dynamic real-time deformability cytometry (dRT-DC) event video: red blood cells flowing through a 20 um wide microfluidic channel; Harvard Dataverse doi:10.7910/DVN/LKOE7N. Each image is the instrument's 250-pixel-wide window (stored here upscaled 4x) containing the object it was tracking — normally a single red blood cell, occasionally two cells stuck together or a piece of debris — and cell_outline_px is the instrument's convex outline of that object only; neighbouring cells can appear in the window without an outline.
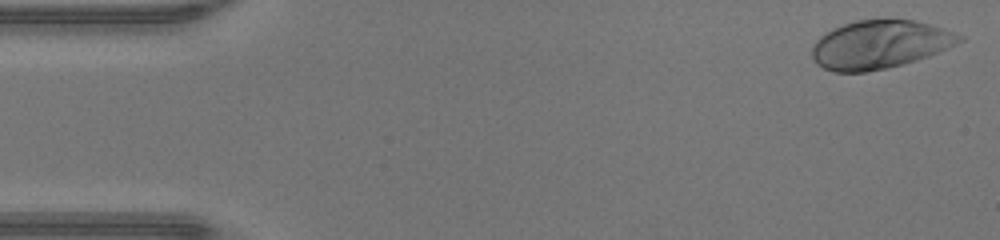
{"species": "human", "species_latin": "Homo sapiens", "temperature_condition": "warm", "stored_images_in_passage": 46, "camera_frame_rate_fps": 3000, "um_per_image_px": 0.085, "donor": {"sex": "male"}, "frame": {"image": 1, "passage_image": 1, "time_ms": 0.0, "image_size_px": [1000, 240], "cell_outline_px": [[964, 40], [956, 44], [928, 56], [904, 64], [888, 68], [864, 72], [832, 72], [816, 64], [812, 56], [812, 44], [820, 36], [844, 24], [856, 20], [912, 20], [928, 24], [964, 36]], "centroid_in_image_um": [74.75, 3.8], "position_along_channel_um": 10.3, "area_um2": 41.1}}
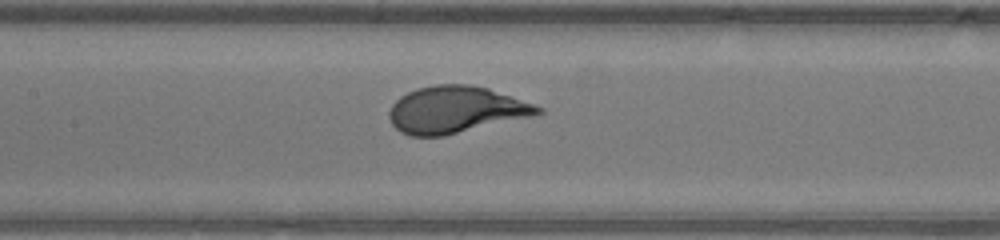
{"frame": {"image": 2, "passage_image": 21, "time_ms": 6.667, "image_size_px": [1000, 240], "cell_outline_px": [[544, 112], [532, 116], [444, 136], [408, 136], [400, 132], [392, 124], [388, 116], [388, 112], [392, 104], [400, 96], [416, 88], [436, 84], [468, 84], [488, 88], [544, 108]], "centroid_in_image_um": [38.7, 9.33], "position_along_channel_um": 168.7, "area_um2": 40.52}}
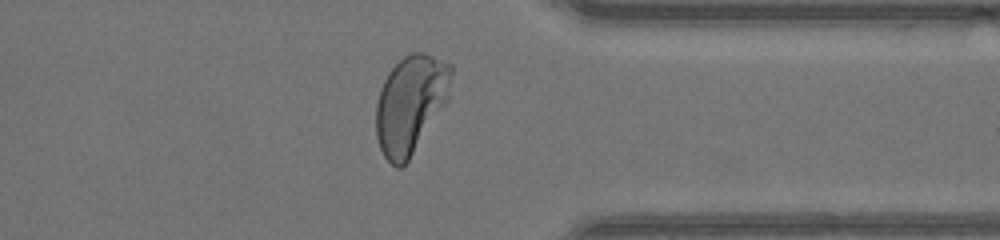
{"frame": {"image": 3, "passage_image": 36, "time_ms": 11.667, "image_size_px": [1000, 240], "cell_outline_px": [[452, 72], [448, 100], [408, 160], [400, 168], [396, 168], [384, 156], [380, 148], [376, 136], [376, 104], [380, 88], [388, 72], [404, 56], [412, 52], [424, 52], [452, 64]], "centroid_in_image_um": [34.89, 8.83], "position_along_channel_um": 376.5, "area_um2": 42.77}, "authors_computed_cell_mechanics": {"area_um2": 40.4022, "velocity_mm_per_s": 4.3212, "shape_relaxation_time_tau1_ms": 2.0543, "shape_relaxation_time_tau2_ms": null, "deformation_change_tau1": 0.1827, "deformation_change_tau2": null}}